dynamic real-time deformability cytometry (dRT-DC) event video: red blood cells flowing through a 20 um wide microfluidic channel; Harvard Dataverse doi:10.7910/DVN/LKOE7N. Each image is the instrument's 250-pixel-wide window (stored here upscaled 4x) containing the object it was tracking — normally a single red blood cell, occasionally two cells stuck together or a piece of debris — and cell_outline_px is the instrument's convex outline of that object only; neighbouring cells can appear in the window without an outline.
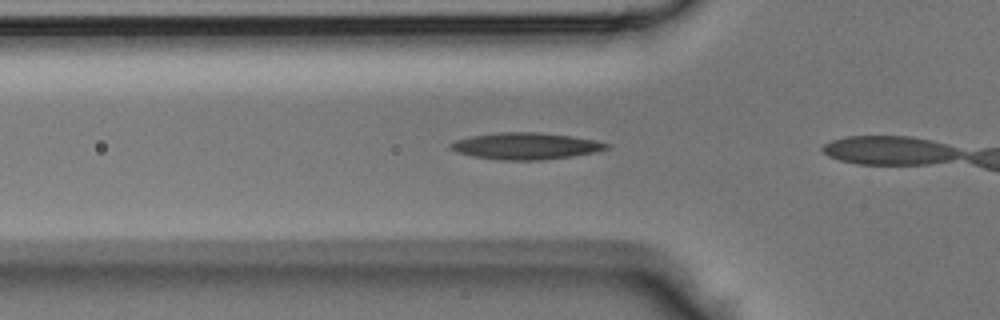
{"species": "Egyptian fruit bat (a non-hibernating species)", "species_latin": "Rousettus aegyptiacus", "temperature_condition": "room temperature", "stored_images_in_passage": 3, "camera_frame_rate_fps": 3000, "um_per_image_px": 0.085, "animal": {"sex": "male"}, "frame": {"image": 1, "passage_image": 2, "time_ms": 0.333, "image_size_px": [1000, 320], "cell_outline_px": [[612, 148], [596, 152], [572, 156], [540, 160], [500, 160], [472, 156], [456, 152], [448, 148], [448, 144], [456, 140], [472, 136], [500, 132], [536, 132], [568, 136], [596, 140], [612, 144]], "centroid_in_image_um": [44.7, 12.42], "position_along_channel_um": 81.1, "area_um2": 24.33}}